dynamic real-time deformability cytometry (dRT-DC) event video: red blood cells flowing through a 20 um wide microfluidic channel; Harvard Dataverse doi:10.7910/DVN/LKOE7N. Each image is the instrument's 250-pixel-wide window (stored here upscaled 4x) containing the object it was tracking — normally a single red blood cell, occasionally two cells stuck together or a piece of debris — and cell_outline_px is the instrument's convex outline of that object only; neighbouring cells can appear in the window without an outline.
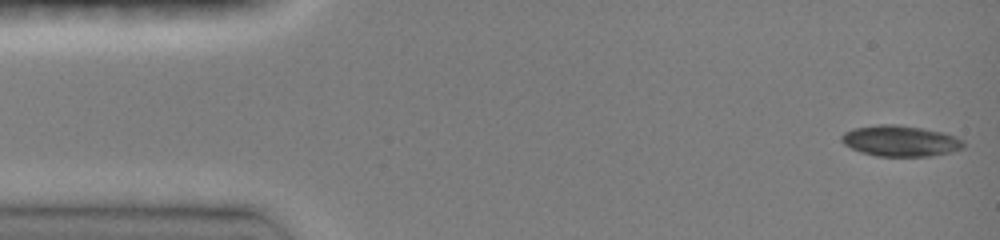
{"species": "common noctule bat (a hibernating species)", "species_latin": "Nyctalus noctula", "temperature_condition": "room temperature", "stored_images_in_passage": 9, "camera_frame_rate_fps": 3000, "um_per_image_px": 0.085, "animal": {"sex": "female", "body_mass_g": 19.0, "forearm_length_mm": 51.5}, "frame": {"image": 1, "passage_image": 1, "time_ms": 0.0, "image_size_px": [1000, 240], "cell_outline_px": [[964, 148], [952, 152], [932, 156], [876, 156], [860, 152], [844, 144], [840, 140], [840, 136], [844, 132], [852, 128], [880, 124], [896, 124], [944, 132], [956, 136], [964, 140]], "centroid_in_image_um": [76.54, 11.98], "position_along_channel_um": 8.5, "area_um2": 22.2}}
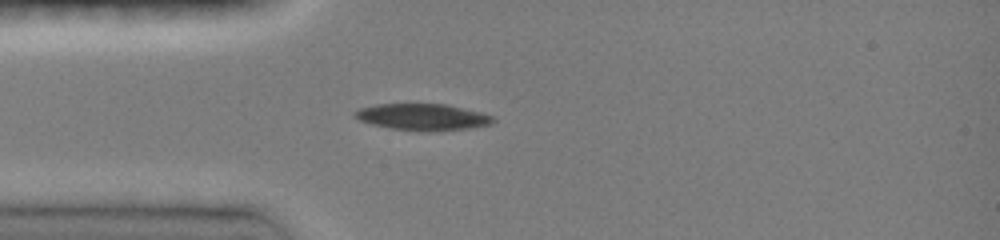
{"frame": {"image": 2, "passage_image": 8, "time_ms": 3.667, "image_size_px": [1000, 240], "cell_outline_px": [[496, 120], [492, 124], [472, 128], [428, 132], [392, 128], [372, 124], [360, 120], [352, 116], [352, 112], [360, 108], [376, 104], [448, 104], [496, 116]], "centroid_in_image_um": [35.97, 9.94], "position_along_channel_um": 49.0, "area_um2": 21.62}}